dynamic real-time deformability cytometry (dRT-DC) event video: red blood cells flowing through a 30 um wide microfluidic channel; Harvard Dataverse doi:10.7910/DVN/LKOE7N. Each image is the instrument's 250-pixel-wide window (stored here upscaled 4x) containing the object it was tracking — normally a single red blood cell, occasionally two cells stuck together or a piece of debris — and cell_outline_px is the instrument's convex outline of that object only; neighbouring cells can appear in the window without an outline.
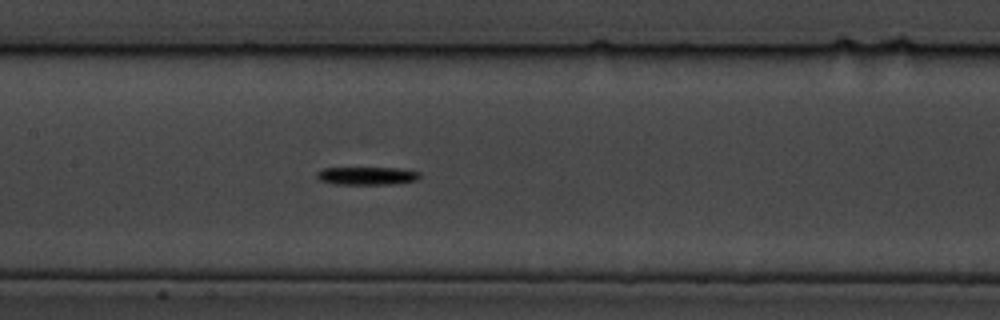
{"species": "common noctule bat (a hibernating species)", "species_latin": "Nyctalus noctula", "temperature_condition": "cold", "stored_images_in_passage": 61, "camera_frame_rate_fps": 3000, "um_per_image_px": 0.085, "animal": {"sex": "male", "body_mass_g": 19.5, "forearm_length_mm": 54.6}, "frame": {"image": 1, "passage_image": 30, "time_ms": 9.667, "image_size_px": [1000, 320], "cell_outline_px": [[420, 176], [416, 180], [392, 184], [336, 184], [320, 180], [316, 176], [316, 172], [324, 168], [396, 168], [420, 172]], "centroid_in_image_um": [31.17, 14.94], "position_along_channel_um": 176.2, "area_um2": 10.64}}
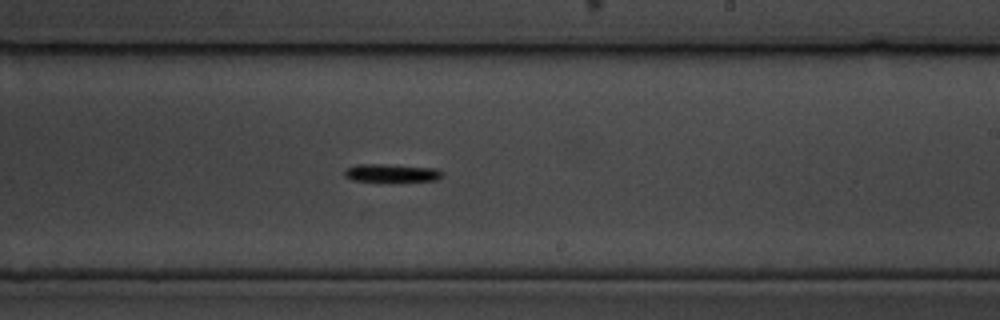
{"frame": {"image": 2, "passage_image": 37, "time_ms": 12.0, "image_size_px": [1000, 320], "cell_outline_px": [[444, 176], [436, 180], [392, 184], [380, 184], [352, 180], [344, 176], [344, 172], [348, 168], [356, 164], [380, 164], [436, 168], [444, 172]], "centroid_in_image_um": [33.3, 14.77], "position_along_channel_um": 255.7, "area_um2": 11.27}}